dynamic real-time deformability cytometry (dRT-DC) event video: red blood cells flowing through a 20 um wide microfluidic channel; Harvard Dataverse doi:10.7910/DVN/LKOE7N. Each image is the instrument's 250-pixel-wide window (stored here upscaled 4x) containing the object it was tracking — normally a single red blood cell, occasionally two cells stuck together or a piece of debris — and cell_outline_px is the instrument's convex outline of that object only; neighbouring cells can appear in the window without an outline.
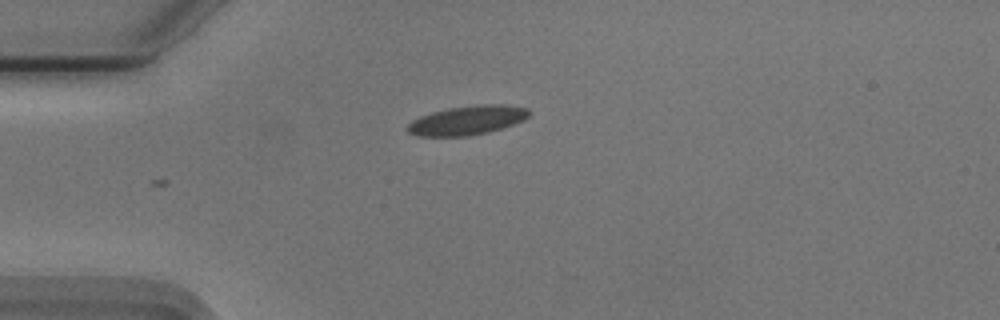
{"species": "Egyptian fruit bat (a non-hibernating species)", "species_latin": "Rousettus aegyptiacus", "temperature_condition": "cold", "stored_images_in_passage": 16, "camera_frame_rate_fps": 3000, "um_per_image_px": 0.085, "animal": {"sex": "male"}, "frame": {"image": 1, "passage_image": 1, "time_ms": 0.0, "image_size_px": [1000, 320], "cell_outline_px": [[532, 112], [524, 120], [488, 132], [464, 136], [420, 136], [408, 132], [404, 128], [412, 120], [420, 116], [432, 112], [448, 108], [476, 104], [508, 104], [528, 108]], "centroid_in_image_um": [39.72, 10.2], "position_along_channel_um": 45.3, "area_um2": 20.75}}
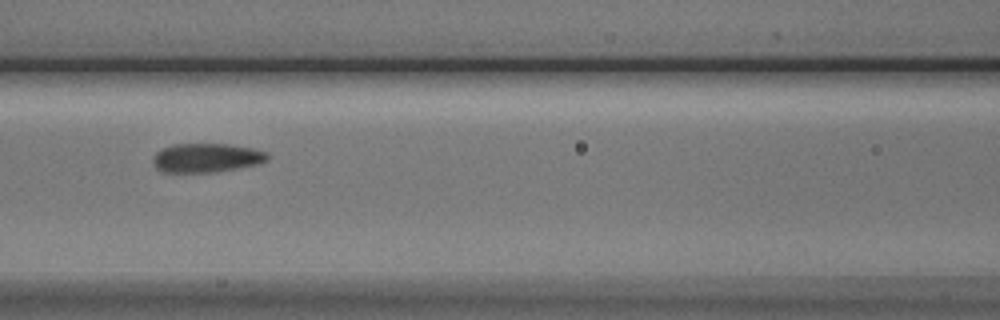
{"frame": {"image": 2, "passage_image": 11, "time_ms": 3.333, "image_size_px": [1000, 320], "cell_outline_px": [[268, 160], [260, 164], [216, 172], [164, 172], [156, 168], [152, 160], [156, 152], [160, 148], [172, 144], [228, 144], [252, 148], [268, 152]], "centroid_in_image_um": [17.55, 13.41], "position_along_channel_um": 149.0, "area_um2": 19.54}}
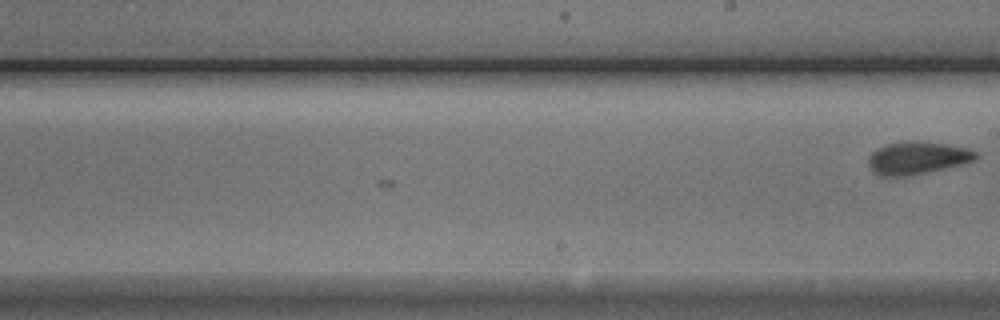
{"frame": {"image": 3, "passage_image": 16, "time_ms": 5.0, "image_size_px": [1000, 320], "cell_outline_px": [[980, 156], [976, 160], [928, 172], [904, 176], [880, 176], [872, 172], [868, 168], [868, 156], [876, 148], [884, 144], [912, 140], [916, 140], [944, 144], [964, 148], [980, 152]], "centroid_in_image_um": [77.93, 13.42], "position_along_channel_um": 211.1, "area_um2": 20.63}}